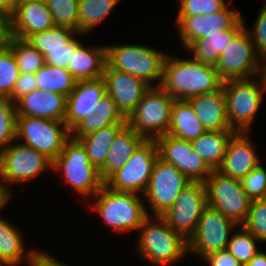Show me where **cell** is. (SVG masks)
Instances as JSON below:
<instances>
[{
    "mask_svg": "<svg viewBox=\"0 0 266 266\" xmlns=\"http://www.w3.org/2000/svg\"><path fill=\"white\" fill-rule=\"evenodd\" d=\"M191 182L174 165L158 158L143 194L145 203L147 201L146 205L149 204L146 208L148 215L150 216L151 212L153 217L164 214L174 204L181 191Z\"/></svg>",
    "mask_w": 266,
    "mask_h": 266,
    "instance_id": "obj_11",
    "label": "cell"
},
{
    "mask_svg": "<svg viewBox=\"0 0 266 266\" xmlns=\"http://www.w3.org/2000/svg\"><path fill=\"white\" fill-rule=\"evenodd\" d=\"M174 100L160 86L150 87L128 116L127 124L146 140H156L167 134Z\"/></svg>",
    "mask_w": 266,
    "mask_h": 266,
    "instance_id": "obj_7",
    "label": "cell"
},
{
    "mask_svg": "<svg viewBox=\"0 0 266 266\" xmlns=\"http://www.w3.org/2000/svg\"><path fill=\"white\" fill-rule=\"evenodd\" d=\"M126 124H113L77 139L85 148L90 162L99 170L105 162L115 136Z\"/></svg>",
    "mask_w": 266,
    "mask_h": 266,
    "instance_id": "obj_31",
    "label": "cell"
},
{
    "mask_svg": "<svg viewBox=\"0 0 266 266\" xmlns=\"http://www.w3.org/2000/svg\"><path fill=\"white\" fill-rule=\"evenodd\" d=\"M17 113L15 104L5 96H0V151L15 143Z\"/></svg>",
    "mask_w": 266,
    "mask_h": 266,
    "instance_id": "obj_38",
    "label": "cell"
},
{
    "mask_svg": "<svg viewBox=\"0 0 266 266\" xmlns=\"http://www.w3.org/2000/svg\"><path fill=\"white\" fill-rule=\"evenodd\" d=\"M82 43L76 38H72L62 49L48 50L44 56V61L48 65L60 68H72L73 53Z\"/></svg>",
    "mask_w": 266,
    "mask_h": 266,
    "instance_id": "obj_43",
    "label": "cell"
},
{
    "mask_svg": "<svg viewBox=\"0 0 266 266\" xmlns=\"http://www.w3.org/2000/svg\"><path fill=\"white\" fill-rule=\"evenodd\" d=\"M28 266H68L53 258L50 254L35 250Z\"/></svg>",
    "mask_w": 266,
    "mask_h": 266,
    "instance_id": "obj_47",
    "label": "cell"
},
{
    "mask_svg": "<svg viewBox=\"0 0 266 266\" xmlns=\"http://www.w3.org/2000/svg\"><path fill=\"white\" fill-rule=\"evenodd\" d=\"M145 140L126 124L115 136L104 165L99 169L102 181L105 183L114 173L123 168Z\"/></svg>",
    "mask_w": 266,
    "mask_h": 266,
    "instance_id": "obj_24",
    "label": "cell"
},
{
    "mask_svg": "<svg viewBox=\"0 0 266 266\" xmlns=\"http://www.w3.org/2000/svg\"><path fill=\"white\" fill-rule=\"evenodd\" d=\"M9 36V17L0 10V43H3Z\"/></svg>",
    "mask_w": 266,
    "mask_h": 266,
    "instance_id": "obj_48",
    "label": "cell"
},
{
    "mask_svg": "<svg viewBox=\"0 0 266 266\" xmlns=\"http://www.w3.org/2000/svg\"><path fill=\"white\" fill-rule=\"evenodd\" d=\"M142 196L116 191L104 184L92 197L94 204L89 205V208L95 209L103 222L115 232L139 230L149 216Z\"/></svg>",
    "mask_w": 266,
    "mask_h": 266,
    "instance_id": "obj_3",
    "label": "cell"
},
{
    "mask_svg": "<svg viewBox=\"0 0 266 266\" xmlns=\"http://www.w3.org/2000/svg\"><path fill=\"white\" fill-rule=\"evenodd\" d=\"M56 26L69 27L78 32L79 0H47Z\"/></svg>",
    "mask_w": 266,
    "mask_h": 266,
    "instance_id": "obj_39",
    "label": "cell"
},
{
    "mask_svg": "<svg viewBox=\"0 0 266 266\" xmlns=\"http://www.w3.org/2000/svg\"><path fill=\"white\" fill-rule=\"evenodd\" d=\"M204 184L208 206L220 211L241 227L247 218L251 204L241 180L212 171Z\"/></svg>",
    "mask_w": 266,
    "mask_h": 266,
    "instance_id": "obj_10",
    "label": "cell"
},
{
    "mask_svg": "<svg viewBox=\"0 0 266 266\" xmlns=\"http://www.w3.org/2000/svg\"><path fill=\"white\" fill-rule=\"evenodd\" d=\"M52 165L53 162L41 152L16 140V144L11 143L0 151V183L10 189V183L19 184L37 178L45 169H52Z\"/></svg>",
    "mask_w": 266,
    "mask_h": 266,
    "instance_id": "obj_12",
    "label": "cell"
},
{
    "mask_svg": "<svg viewBox=\"0 0 266 266\" xmlns=\"http://www.w3.org/2000/svg\"><path fill=\"white\" fill-rule=\"evenodd\" d=\"M102 78L105 83L106 94L114 100L118 110L126 119L150 88L143 80L127 72L113 69L108 63Z\"/></svg>",
    "mask_w": 266,
    "mask_h": 266,
    "instance_id": "obj_18",
    "label": "cell"
},
{
    "mask_svg": "<svg viewBox=\"0 0 266 266\" xmlns=\"http://www.w3.org/2000/svg\"><path fill=\"white\" fill-rule=\"evenodd\" d=\"M10 194V189L6 188L3 184L0 183V211L5 205H7L9 198H11ZM2 218L3 217H0V219Z\"/></svg>",
    "mask_w": 266,
    "mask_h": 266,
    "instance_id": "obj_51",
    "label": "cell"
},
{
    "mask_svg": "<svg viewBox=\"0 0 266 266\" xmlns=\"http://www.w3.org/2000/svg\"><path fill=\"white\" fill-rule=\"evenodd\" d=\"M258 77L260 81L258 82ZM253 79H229L222 83L226 96L227 119L236 132H247L261 107L266 91V73Z\"/></svg>",
    "mask_w": 266,
    "mask_h": 266,
    "instance_id": "obj_4",
    "label": "cell"
},
{
    "mask_svg": "<svg viewBox=\"0 0 266 266\" xmlns=\"http://www.w3.org/2000/svg\"><path fill=\"white\" fill-rule=\"evenodd\" d=\"M245 266H266V253L260 250Z\"/></svg>",
    "mask_w": 266,
    "mask_h": 266,
    "instance_id": "obj_50",
    "label": "cell"
},
{
    "mask_svg": "<svg viewBox=\"0 0 266 266\" xmlns=\"http://www.w3.org/2000/svg\"><path fill=\"white\" fill-rule=\"evenodd\" d=\"M113 124H127V119L118 110L114 100L106 94L71 130V137L80 138Z\"/></svg>",
    "mask_w": 266,
    "mask_h": 266,
    "instance_id": "obj_25",
    "label": "cell"
},
{
    "mask_svg": "<svg viewBox=\"0 0 266 266\" xmlns=\"http://www.w3.org/2000/svg\"><path fill=\"white\" fill-rule=\"evenodd\" d=\"M23 239L15 225L4 218L0 219V258L11 266H19L24 260L27 264L31 262L35 249L27 253Z\"/></svg>",
    "mask_w": 266,
    "mask_h": 266,
    "instance_id": "obj_30",
    "label": "cell"
},
{
    "mask_svg": "<svg viewBox=\"0 0 266 266\" xmlns=\"http://www.w3.org/2000/svg\"><path fill=\"white\" fill-rule=\"evenodd\" d=\"M20 71L12 50L0 43V96L9 97Z\"/></svg>",
    "mask_w": 266,
    "mask_h": 266,
    "instance_id": "obj_37",
    "label": "cell"
},
{
    "mask_svg": "<svg viewBox=\"0 0 266 266\" xmlns=\"http://www.w3.org/2000/svg\"><path fill=\"white\" fill-rule=\"evenodd\" d=\"M54 26L48 6L39 1L17 3L9 17V35L23 40Z\"/></svg>",
    "mask_w": 266,
    "mask_h": 266,
    "instance_id": "obj_19",
    "label": "cell"
},
{
    "mask_svg": "<svg viewBox=\"0 0 266 266\" xmlns=\"http://www.w3.org/2000/svg\"><path fill=\"white\" fill-rule=\"evenodd\" d=\"M77 34L76 30L69 27L54 26L46 31L37 32L29 36L26 41L39 53L45 55L48 50L62 49ZM75 35V36H74Z\"/></svg>",
    "mask_w": 266,
    "mask_h": 266,
    "instance_id": "obj_34",
    "label": "cell"
},
{
    "mask_svg": "<svg viewBox=\"0 0 266 266\" xmlns=\"http://www.w3.org/2000/svg\"><path fill=\"white\" fill-rule=\"evenodd\" d=\"M148 216L137 230L140 256L156 266L176 264L188 253L187 240L161 216ZM155 220V221H154Z\"/></svg>",
    "mask_w": 266,
    "mask_h": 266,
    "instance_id": "obj_2",
    "label": "cell"
},
{
    "mask_svg": "<svg viewBox=\"0 0 266 266\" xmlns=\"http://www.w3.org/2000/svg\"><path fill=\"white\" fill-rule=\"evenodd\" d=\"M107 64V47H85L81 44L72 58V68H67L77 81L102 77Z\"/></svg>",
    "mask_w": 266,
    "mask_h": 266,
    "instance_id": "obj_27",
    "label": "cell"
},
{
    "mask_svg": "<svg viewBox=\"0 0 266 266\" xmlns=\"http://www.w3.org/2000/svg\"><path fill=\"white\" fill-rule=\"evenodd\" d=\"M37 89L63 94L66 97L73 91L77 80L67 68L44 64L35 74Z\"/></svg>",
    "mask_w": 266,
    "mask_h": 266,
    "instance_id": "obj_32",
    "label": "cell"
},
{
    "mask_svg": "<svg viewBox=\"0 0 266 266\" xmlns=\"http://www.w3.org/2000/svg\"><path fill=\"white\" fill-rule=\"evenodd\" d=\"M0 266H11L6 260L0 258Z\"/></svg>",
    "mask_w": 266,
    "mask_h": 266,
    "instance_id": "obj_53",
    "label": "cell"
},
{
    "mask_svg": "<svg viewBox=\"0 0 266 266\" xmlns=\"http://www.w3.org/2000/svg\"><path fill=\"white\" fill-rule=\"evenodd\" d=\"M219 77L249 79L266 73V62L258 54L245 28H243L221 53L215 65Z\"/></svg>",
    "mask_w": 266,
    "mask_h": 266,
    "instance_id": "obj_9",
    "label": "cell"
},
{
    "mask_svg": "<svg viewBox=\"0 0 266 266\" xmlns=\"http://www.w3.org/2000/svg\"><path fill=\"white\" fill-rule=\"evenodd\" d=\"M188 101L207 132L233 130L227 119L226 96L223 87L212 93L193 96Z\"/></svg>",
    "mask_w": 266,
    "mask_h": 266,
    "instance_id": "obj_23",
    "label": "cell"
},
{
    "mask_svg": "<svg viewBox=\"0 0 266 266\" xmlns=\"http://www.w3.org/2000/svg\"><path fill=\"white\" fill-rule=\"evenodd\" d=\"M67 97L55 92L35 89L16 103L17 116H30L48 120L64 121Z\"/></svg>",
    "mask_w": 266,
    "mask_h": 266,
    "instance_id": "obj_22",
    "label": "cell"
},
{
    "mask_svg": "<svg viewBox=\"0 0 266 266\" xmlns=\"http://www.w3.org/2000/svg\"><path fill=\"white\" fill-rule=\"evenodd\" d=\"M256 241H260L250 234L243 226L240 231L232 234L227 250L242 266H245L258 252Z\"/></svg>",
    "mask_w": 266,
    "mask_h": 266,
    "instance_id": "obj_36",
    "label": "cell"
},
{
    "mask_svg": "<svg viewBox=\"0 0 266 266\" xmlns=\"http://www.w3.org/2000/svg\"><path fill=\"white\" fill-rule=\"evenodd\" d=\"M159 158L155 140H145L123 168L114 173L105 185L120 192L144 194L154 165ZM140 192V193H139Z\"/></svg>",
    "mask_w": 266,
    "mask_h": 266,
    "instance_id": "obj_13",
    "label": "cell"
},
{
    "mask_svg": "<svg viewBox=\"0 0 266 266\" xmlns=\"http://www.w3.org/2000/svg\"><path fill=\"white\" fill-rule=\"evenodd\" d=\"M247 132H236L230 139L226 154L216 170L223 176L241 180L260 163L259 155L247 138Z\"/></svg>",
    "mask_w": 266,
    "mask_h": 266,
    "instance_id": "obj_20",
    "label": "cell"
},
{
    "mask_svg": "<svg viewBox=\"0 0 266 266\" xmlns=\"http://www.w3.org/2000/svg\"><path fill=\"white\" fill-rule=\"evenodd\" d=\"M70 138L71 130L64 121L17 116L16 140L41 152L52 162Z\"/></svg>",
    "mask_w": 266,
    "mask_h": 266,
    "instance_id": "obj_8",
    "label": "cell"
},
{
    "mask_svg": "<svg viewBox=\"0 0 266 266\" xmlns=\"http://www.w3.org/2000/svg\"><path fill=\"white\" fill-rule=\"evenodd\" d=\"M52 170L62 173L71 188L84 197L92 198L105 184L83 145L72 137L53 161Z\"/></svg>",
    "mask_w": 266,
    "mask_h": 266,
    "instance_id": "obj_6",
    "label": "cell"
},
{
    "mask_svg": "<svg viewBox=\"0 0 266 266\" xmlns=\"http://www.w3.org/2000/svg\"><path fill=\"white\" fill-rule=\"evenodd\" d=\"M177 16H195L213 14L225 9L227 4L224 0H179Z\"/></svg>",
    "mask_w": 266,
    "mask_h": 266,
    "instance_id": "obj_41",
    "label": "cell"
},
{
    "mask_svg": "<svg viewBox=\"0 0 266 266\" xmlns=\"http://www.w3.org/2000/svg\"><path fill=\"white\" fill-rule=\"evenodd\" d=\"M205 132L206 130L198 120L190 102L175 99L167 134L191 142Z\"/></svg>",
    "mask_w": 266,
    "mask_h": 266,
    "instance_id": "obj_28",
    "label": "cell"
},
{
    "mask_svg": "<svg viewBox=\"0 0 266 266\" xmlns=\"http://www.w3.org/2000/svg\"><path fill=\"white\" fill-rule=\"evenodd\" d=\"M244 23V18L241 17L230 29L223 31V34H214L207 38L198 39L186 49L193 54L194 60L215 66L224 49L245 27Z\"/></svg>",
    "mask_w": 266,
    "mask_h": 266,
    "instance_id": "obj_26",
    "label": "cell"
},
{
    "mask_svg": "<svg viewBox=\"0 0 266 266\" xmlns=\"http://www.w3.org/2000/svg\"><path fill=\"white\" fill-rule=\"evenodd\" d=\"M246 195L250 200L265 198L266 196V170L258 165L241 179Z\"/></svg>",
    "mask_w": 266,
    "mask_h": 266,
    "instance_id": "obj_42",
    "label": "cell"
},
{
    "mask_svg": "<svg viewBox=\"0 0 266 266\" xmlns=\"http://www.w3.org/2000/svg\"><path fill=\"white\" fill-rule=\"evenodd\" d=\"M155 141L159 158L174 165L192 182H204L212 173V170L193 149L190 141L169 134L161 135Z\"/></svg>",
    "mask_w": 266,
    "mask_h": 266,
    "instance_id": "obj_16",
    "label": "cell"
},
{
    "mask_svg": "<svg viewBox=\"0 0 266 266\" xmlns=\"http://www.w3.org/2000/svg\"><path fill=\"white\" fill-rule=\"evenodd\" d=\"M105 95L106 89L102 77L77 81L75 88L67 96L64 119L67 127L72 130Z\"/></svg>",
    "mask_w": 266,
    "mask_h": 266,
    "instance_id": "obj_21",
    "label": "cell"
},
{
    "mask_svg": "<svg viewBox=\"0 0 266 266\" xmlns=\"http://www.w3.org/2000/svg\"><path fill=\"white\" fill-rule=\"evenodd\" d=\"M266 1V0H264ZM257 20L253 24L251 31L244 27L258 54L266 62V2L263 5V8L260 9Z\"/></svg>",
    "mask_w": 266,
    "mask_h": 266,
    "instance_id": "obj_44",
    "label": "cell"
},
{
    "mask_svg": "<svg viewBox=\"0 0 266 266\" xmlns=\"http://www.w3.org/2000/svg\"><path fill=\"white\" fill-rule=\"evenodd\" d=\"M15 6V0H0V10L3 11L8 17H10L14 12Z\"/></svg>",
    "mask_w": 266,
    "mask_h": 266,
    "instance_id": "obj_49",
    "label": "cell"
},
{
    "mask_svg": "<svg viewBox=\"0 0 266 266\" xmlns=\"http://www.w3.org/2000/svg\"><path fill=\"white\" fill-rule=\"evenodd\" d=\"M241 226L261 242H266V199L251 201L247 218Z\"/></svg>",
    "mask_w": 266,
    "mask_h": 266,
    "instance_id": "obj_40",
    "label": "cell"
},
{
    "mask_svg": "<svg viewBox=\"0 0 266 266\" xmlns=\"http://www.w3.org/2000/svg\"><path fill=\"white\" fill-rule=\"evenodd\" d=\"M35 89H37V82L34 74L20 73L8 98L15 104L20 98Z\"/></svg>",
    "mask_w": 266,
    "mask_h": 266,
    "instance_id": "obj_45",
    "label": "cell"
},
{
    "mask_svg": "<svg viewBox=\"0 0 266 266\" xmlns=\"http://www.w3.org/2000/svg\"><path fill=\"white\" fill-rule=\"evenodd\" d=\"M16 4L20 3V2H28V1H39V2H43L46 3L47 0H15Z\"/></svg>",
    "mask_w": 266,
    "mask_h": 266,
    "instance_id": "obj_52",
    "label": "cell"
},
{
    "mask_svg": "<svg viewBox=\"0 0 266 266\" xmlns=\"http://www.w3.org/2000/svg\"><path fill=\"white\" fill-rule=\"evenodd\" d=\"M235 130L206 131L191 141L193 149L212 171H216L226 154L228 143Z\"/></svg>",
    "mask_w": 266,
    "mask_h": 266,
    "instance_id": "obj_29",
    "label": "cell"
},
{
    "mask_svg": "<svg viewBox=\"0 0 266 266\" xmlns=\"http://www.w3.org/2000/svg\"><path fill=\"white\" fill-rule=\"evenodd\" d=\"M4 43L12 50L20 73L35 74L44 64V56L26 40L8 36Z\"/></svg>",
    "mask_w": 266,
    "mask_h": 266,
    "instance_id": "obj_35",
    "label": "cell"
},
{
    "mask_svg": "<svg viewBox=\"0 0 266 266\" xmlns=\"http://www.w3.org/2000/svg\"><path fill=\"white\" fill-rule=\"evenodd\" d=\"M239 227L220 211L207 206L192 236L187 240L188 252L204 258L210 253L227 249L230 232Z\"/></svg>",
    "mask_w": 266,
    "mask_h": 266,
    "instance_id": "obj_14",
    "label": "cell"
},
{
    "mask_svg": "<svg viewBox=\"0 0 266 266\" xmlns=\"http://www.w3.org/2000/svg\"><path fill=\"white\" fill-rule=\"evenodd\" d=\"M207 206L204 182H191L161 217L174 231L188 240L195 232L197 223Z\"/></svg>",
    "mask_w": 266,
    "mask_h": 266,
    "instance_id": "obj_15",
    "label": "cell"
},
{
    "mask_svg": "<svg viewBox=\"0 0 266 266\" xmlns=\"http://www.w3.org/2000/svg\"><path fill=\"white\" fill-rule=\"evenodd\" d=\"M223 80L213 65L189 59H180L167 54L163 64L160 87L174 99L189 98L212 93L222 87Z\"/></svg>",
    "mask_w": 266,
    "mask_h": 266,
    "instance_id": "obj_1",
    "label": "cell"
},
{
    "mask_svg": "<svg viewBox=\"0 0 266 266\" xmlns=\"http://www.w3.org/2000/svg\"><path fill=\"white\" fill-rule=\"evenodd\" d=\"M106 47L107 63L113 69L127 72L143 80L150 87L160 86L166 53L137 44L106 45ZM155 80L159 82L154 85L152 81Z\"/></svg>",
    "mask_w": 266,
    "mask_h": 266,
    "instance_id": "obj_5",
    "label": "cell"
},
{
    "mask_svg": "<svg viewBox=\"0 0 266 266\" xmlns=\"http://www.w3.org/2000/svg\"><path fill=\"white\" fill-rule=\"evenodd\" d=\"M241 17V13L235 7L230 10L227 6L213 14L176 16L175 24L177 31L179 30V40L186 49L198 39L223 34V31L230 29Z\"/></svg>",
    "mask_w": 266,
    "mask_h": 266,
    "instance_id": "obj_17",
    "label": "cell"
},
{
    "mask_svg": "<svg viewBox=\"0 0 266 266\" xmlns=\"http://www.w3.org/2000/svg\"><path fill=\"white\" fill-rule=\"evenodd\" d=\"M203 261L207 262L208 266H242L227 249L210 253L203 258Z\"/></svg>",
    "mask_w": 266,
    "mask_h": 266,
    "instance_id": "obj_46",
    "label": "cell"
},
{
    "mask_svg": "<svg viewBox=\"0 0 266 266\" xmlns=\"http://www.w3.org/2000/svg\"><path fill=\"white\" fill-rule=\"evenodd\" d=\"M121 0H79L78 33L86 34L94 29Z\"/></svg>",
    "mask_w": 266,
    "mask_h": 266,
    "instance_id": "obj_33",
    "label": "cell"
}]
</instances>
